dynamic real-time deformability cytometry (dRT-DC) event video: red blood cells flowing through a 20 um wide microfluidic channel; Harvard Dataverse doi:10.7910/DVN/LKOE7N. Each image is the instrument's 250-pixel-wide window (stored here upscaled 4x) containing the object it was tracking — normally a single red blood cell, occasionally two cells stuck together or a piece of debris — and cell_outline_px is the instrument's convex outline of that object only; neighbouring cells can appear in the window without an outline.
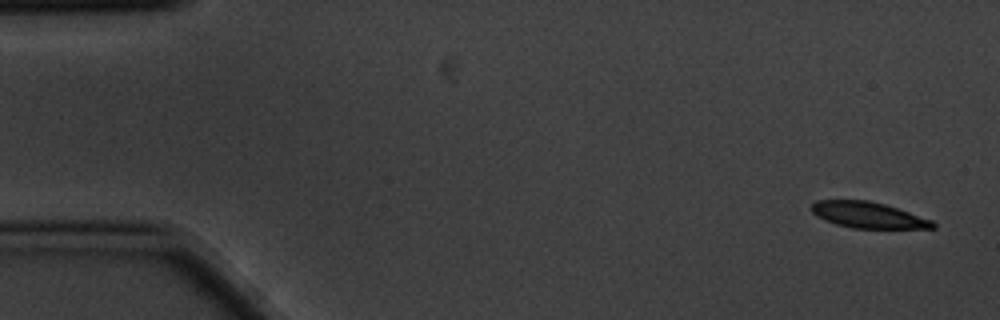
{"species": "common noctule bat (a hibernating species)", "species_latin": "Nyctalus noctula", "temperature_condition": "cold", "stored_images_in_passage": 5, "camera_frame_rate_fps": 3000, "um_per_image_px": 0.085, "animal": {"sex": "male", "body_mass_g": 20.1, "forearm_length_mm": 53.5}, "frame": {"image": 1, "passage_image": 1, "time_ms": 0.0, "image_size_px": [1000, 320], "cell_outline_px": [[936, 228], [852, 228], [836, 224], [824, 220], [816, 216], [808, 208], [816, 200], [868, 200], [884, 204], [932, 220], [936, 224]], "centroid_in_image_um": [73.73, 18.27], "position_along_channel_um": 11.3, "area_um2": 18.38}}